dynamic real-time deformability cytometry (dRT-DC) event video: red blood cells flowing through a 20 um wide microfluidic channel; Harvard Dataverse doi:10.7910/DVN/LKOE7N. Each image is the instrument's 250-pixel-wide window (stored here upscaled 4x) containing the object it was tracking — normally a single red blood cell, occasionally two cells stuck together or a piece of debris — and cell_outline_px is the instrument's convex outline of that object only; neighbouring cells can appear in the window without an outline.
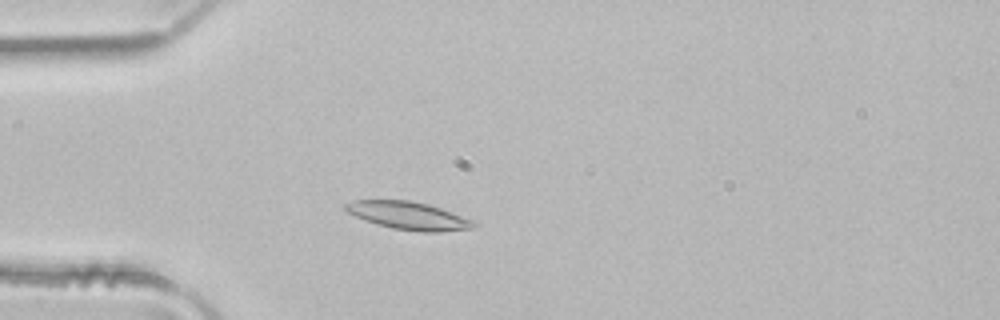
{"species": "common noctule bat (a hibernating species)", "species_latin": "Nyctalus noctula", "temperature_condition": "room temperature", "stored_images_in_passage": 2, "camera_frame_rate_fps": 3000, "um_per_image_px": 0.085, "animal": {"sex": "male", "body_mass_g": 21.5, "forearm_length_mm": 52.0}, "frame": {"image": 1, "passage_image": 2, "time_ms": 0.333, "image_size_px": [1000, 320], "cell_outline_px": [[476, 224], [472, 228], [440, 232], [420, 232], [392, 228], [356, 216], [348, 212], [344, 208], [344, 204], [352, 200], [408, 200], [428, 204], [476, 220]], "centroid_in_image_um": [34.77, 18.32], "position_along_channel_um": 50.2, "area_um2": 20.63}}